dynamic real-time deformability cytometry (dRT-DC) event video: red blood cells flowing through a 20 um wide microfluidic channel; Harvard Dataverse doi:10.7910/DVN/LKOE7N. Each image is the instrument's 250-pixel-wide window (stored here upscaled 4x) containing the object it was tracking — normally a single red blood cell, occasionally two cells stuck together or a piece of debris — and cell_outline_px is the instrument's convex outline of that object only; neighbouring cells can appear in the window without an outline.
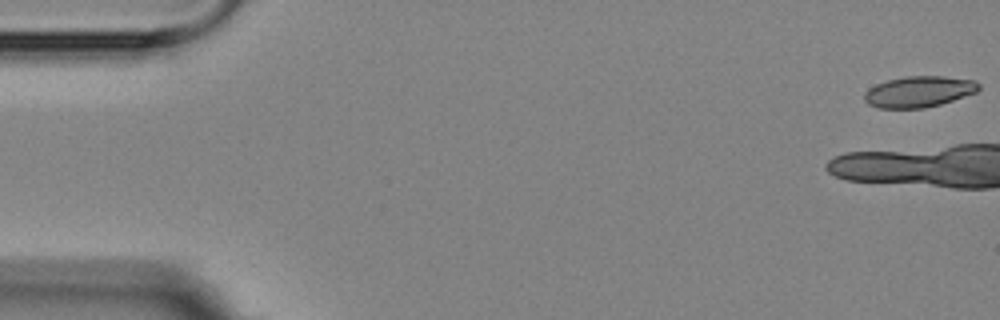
{"species": "Egyptian fruit bat (a non-hibernating species)", "species_latin": "Rousettus aegyptiacus", "temperature_condition": "room temperature", "stored_images_in_passage": 6, "camera_frame_rate_fps": 3000, "um_per_image_px": 0.085, "animal": {"sex": "female"}, "frame": {"image": 1, "passage_image": 1, "time_ms": 0.0, "image_size_px": [1000, 320], "cell_outline_px": [[980, 88], [976, 92], [940, 104], [924, 108], [880, 108], [868, 104], [864, 100], [864, 92], [868, 88], [876, 84], [888, 80], [904, 76], [944, 76], [976, 80], [980, 84]], "centroid_in_image_um": [78.1, 7.78], "position_along_channel_um": 6.9, "area_um2": 20.75}}